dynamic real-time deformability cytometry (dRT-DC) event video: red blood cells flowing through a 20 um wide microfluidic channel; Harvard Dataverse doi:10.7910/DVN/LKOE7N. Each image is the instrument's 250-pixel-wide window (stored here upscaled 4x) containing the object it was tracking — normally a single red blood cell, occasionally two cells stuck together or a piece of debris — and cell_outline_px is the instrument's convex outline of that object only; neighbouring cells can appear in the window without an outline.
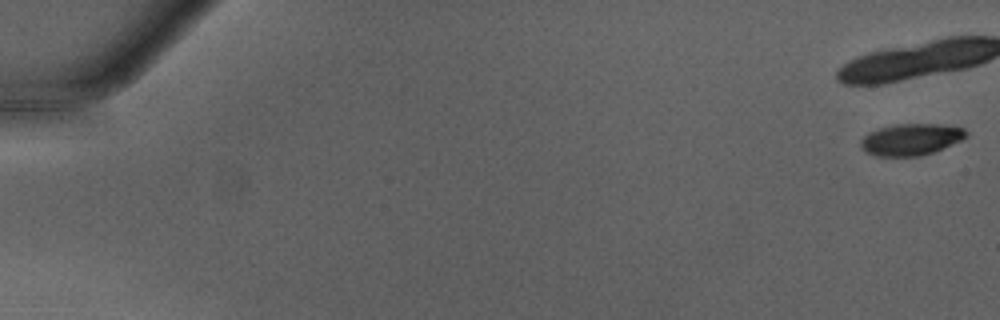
{"species": "Egyptian fruit bat (a non-hibernating species)", "species_latin": "Rousettus aegyptiacus", "temperature_condition": "warm", "stored_images_in_passage": 22, "camera_frame_rate_fps": 3000, "um_per_image_px": 0.085, "animal": {"sex": "male"}, "frame": {"image": 1, "passage_image": 1, "time_ms": 0.0, "image_size_px": [1000, 320], "cell_outline_px": [[968, 136], [960, 140], [932, 152], [920, 156], [876, 156], [864, 152], [860, 148], [860, 140], [868, 132], [880, 128], [896, 124], [944, 124], [964, 128], [968, 132]], "centroid_in_image_um": [77.4, 11.85], "position_along_channel_um": 7.6, "area_um2": 19.48}}